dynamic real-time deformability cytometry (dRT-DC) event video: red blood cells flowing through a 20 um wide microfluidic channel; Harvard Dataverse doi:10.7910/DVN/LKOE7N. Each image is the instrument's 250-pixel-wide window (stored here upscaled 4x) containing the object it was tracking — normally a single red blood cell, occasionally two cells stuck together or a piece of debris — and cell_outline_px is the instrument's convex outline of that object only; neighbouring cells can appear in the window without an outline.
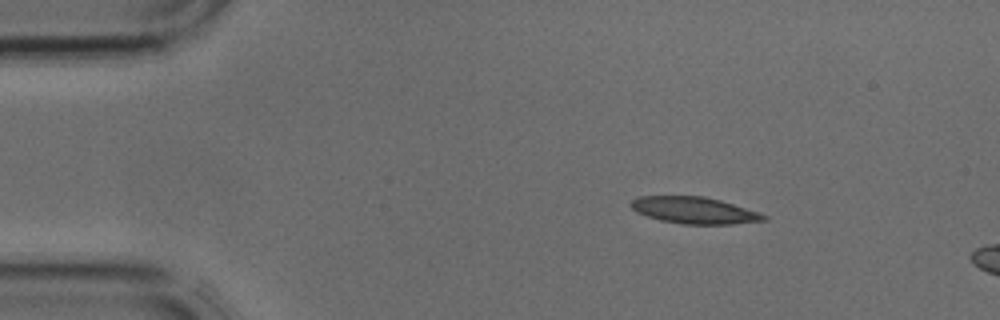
{"species": "common noctule bat (a hibernating species)", "species_latin": "Nyctalus noctula", "temperature_condition": "cold", "stored_images_in_passage": 2, "camera_frame_rate_fps": 3000, "um_per_image_px": 0.085, "animal": {"sex": "male", "body_mass_g": 17.9, "forearm_length_mm": 54.2}, "frame": {"image": 1, "passage_image": 1, "time_ms": 0.0, "image_size_px": [1000, 320], "cell_outline_px": [[768, 220], [732, 224], [684, 224], [660, 220], [636, 212], [628, 204], [632, 200], [640, 196], [704, 196], [720, 200], [768, 216]], "centroid_in_image_um": [58.98, 17.88], "position_along_channel_um": 26.0, "area_um2": 20.46}}